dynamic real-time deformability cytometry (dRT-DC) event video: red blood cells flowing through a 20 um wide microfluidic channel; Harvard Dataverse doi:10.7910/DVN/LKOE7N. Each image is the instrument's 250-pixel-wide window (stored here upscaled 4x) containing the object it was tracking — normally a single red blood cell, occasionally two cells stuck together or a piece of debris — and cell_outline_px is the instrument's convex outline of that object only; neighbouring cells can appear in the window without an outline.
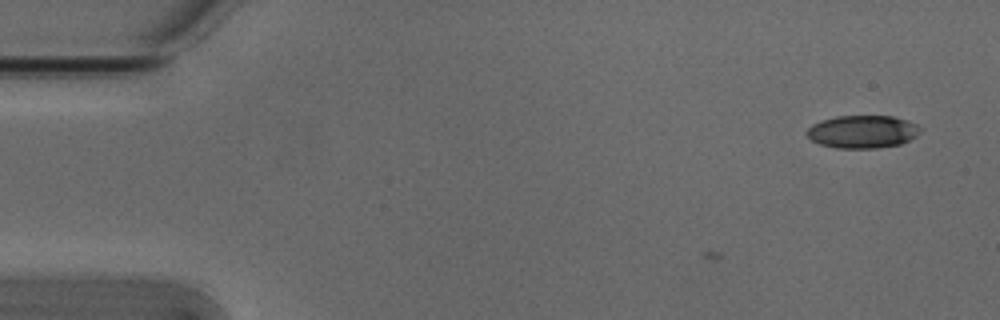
{"species": "Egyptian fruit bat (a non-hibernating species)", "species_latin": "Rousettus aegyptiacus", "temperature_condition": "cold", "stored_images_in_passage": 4, "camera_frame_rate_fps": 3000, "um_per_image_px": 0.085, "animal": {"sex": "male"}, "frame": {"image": 1, "passage_image": 4, "time_ms": 1.0, "image_size_px": [1000, 320], "cell_outline_px": [[920, 132], [916, 136], [900, 144], [876, 148], [836, 148], [820, 144], [812, 140], [804, 132], [812, 124], [836, 116], [892, 116], [916, 124], [920, 128]], "centroid_in_image_um": [73.29, 11.2], "position_along_channel_um": 11.7, "area_um2": 21.5}}